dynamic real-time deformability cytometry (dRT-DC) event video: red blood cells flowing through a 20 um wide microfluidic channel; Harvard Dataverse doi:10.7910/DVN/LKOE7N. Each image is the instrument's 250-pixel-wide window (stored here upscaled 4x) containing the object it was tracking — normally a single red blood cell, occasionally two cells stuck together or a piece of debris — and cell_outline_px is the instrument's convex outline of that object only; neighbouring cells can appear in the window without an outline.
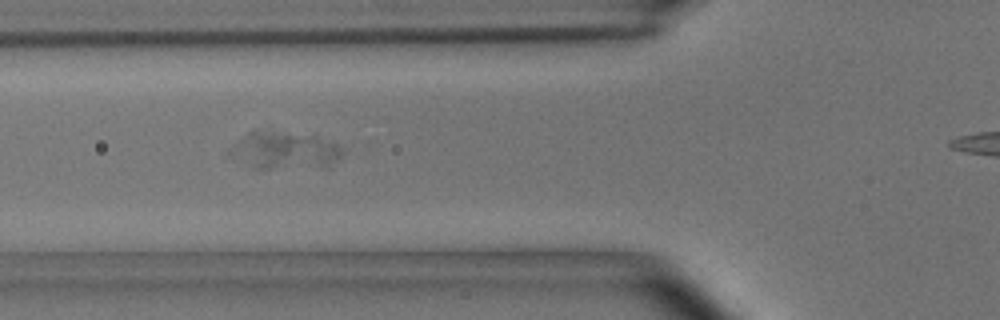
{"species": "common noctule bat (a hibernating species)", "species_latin": "Nyctalus noctula", "temperature_condition": "room temperature", "stored_images_in_passage": 48, "segment_of_instrument_passage": [2, 2], "camera_frame_rate_fps": 3000, "um_per_image_px": 0.085, "animal": {"sex": "male", "body_mass_g": 15.6}, "frame": {"image": 1, "passage_image": 17, "time_ms": 5.333, "image_size_px": [1000, 320], "cell_outline_px": [[340, 156], [324, 164], [264, 168], [260, 168], [256, 164], [244, 140], [248, 132], [256, 128], [316, 132], [340, 144]], "centroid_in_image_um": [24.66, 12.58], "position_along_channel_um": 101.1, "area_um2": 21.56}}
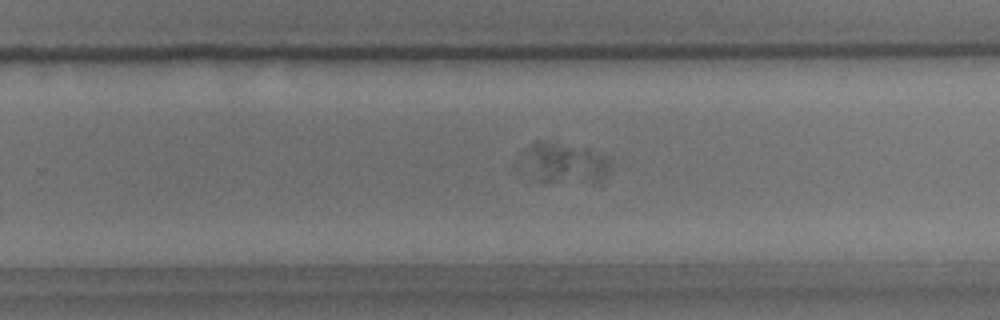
{"frame": {"image": 2, "passage_image": 32, "time_ms": 10.333, "image_size_px": [1000, 320], "cell_outline_px": [[608, 172], [600, 180], [544, 184], [536, 180], [520, 156], [520, 152], [536, 140], [544, 140], [588, 148], [604, 156], [608, 164]], "centroid_in_image_um": [47.88, 13.83], "position_along_channel_um": 281.9, "area_um2": 20.81}}
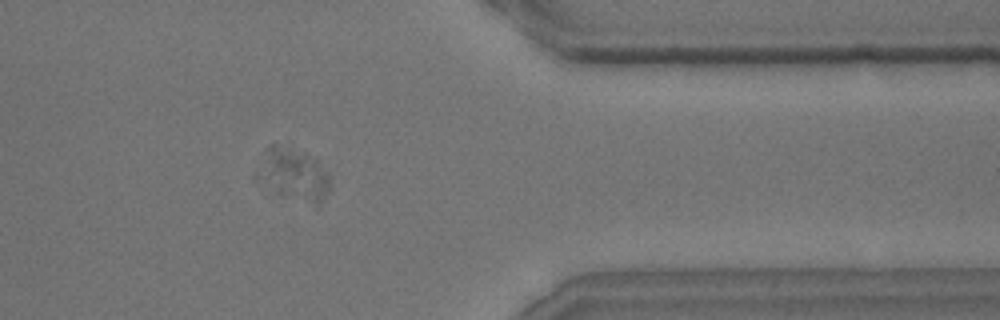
{"frame": {"image": 3, "passage_image": 42, "time_ms": 13.667, "image_size_px": [1000, 320], "cell_outline_px": [[332, 188], [320, 208], [276, 192], [256, 184], [252, 180], [268, 148], [272, 144], [276, 144], [304, 152], [316, 160], [328, 176]], "centroid_in_image_um": [24.94, 14.91], "position_along_channel_um": 386.5, "area_um2": 22.54}}